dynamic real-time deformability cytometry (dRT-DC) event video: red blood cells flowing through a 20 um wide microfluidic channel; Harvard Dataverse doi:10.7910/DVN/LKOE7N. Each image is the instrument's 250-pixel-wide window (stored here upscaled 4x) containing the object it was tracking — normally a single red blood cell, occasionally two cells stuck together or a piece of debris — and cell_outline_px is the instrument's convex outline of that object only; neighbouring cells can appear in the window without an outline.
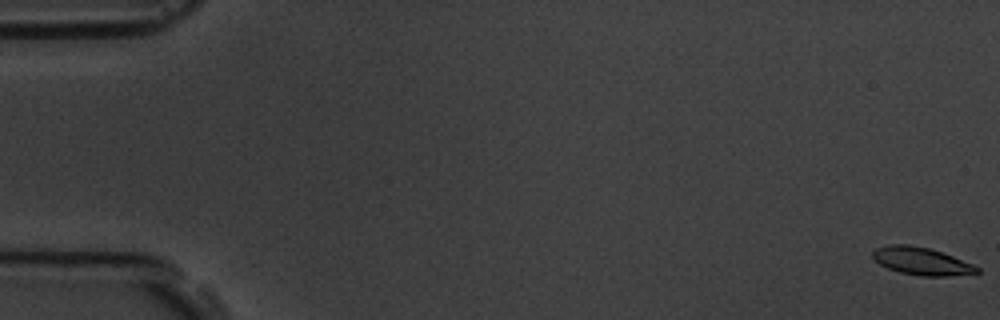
{"species": "common noctule bat (a hibernating species)", "species_latin": "Nyctalus noctula", "temperature_condition": "room temperature", "stored_images_in_passage": 6, "camera_frame_rate_fps": 3000, "um_per_image_px": 0.085, "animal": {"sex": "male", "body_mass_g": 19.5, "forearm_length_mm": 54.6}, "frame": {"image": 1, "passage_image": 1, "time_ms": 0.0, "image_size_px": [1000, 320], "cell_outline_px": [[980, 272], [948, 276], [920, 276], [900, 272], [888, 268], [880, 264], [872, 256], [872, 252], [876, 248], [888, 244], [908, 244], [928, 248], [952, 256], [972, 264], [980, 268]], "centroid_in_image_um": [78.3, 22.19], "position_along_channel_um": 6.7, "area_um2": 16.59}}
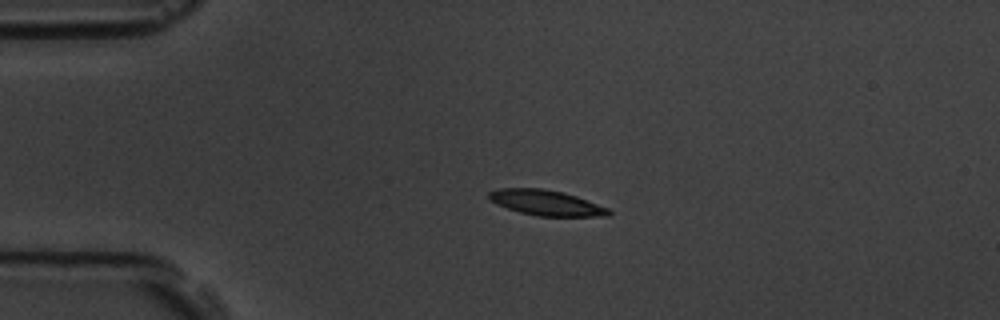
{"frame": {"image": 2, "passage_image": 5, "time_ms": 4.333, "image_size_px": [1000, 320], "cell_outline_px": [[612, 212], [608, 216], [536, 216], [520, 212], [496, 204], [488, 200], [488, 192], [500, 188], [540, 188], [564, 192], [576, 196], [608, 208]], "centroid_in_image_um": [46.39, 17.23], "position_along_channel_um": 38.6, "area_um2": 17.69}}